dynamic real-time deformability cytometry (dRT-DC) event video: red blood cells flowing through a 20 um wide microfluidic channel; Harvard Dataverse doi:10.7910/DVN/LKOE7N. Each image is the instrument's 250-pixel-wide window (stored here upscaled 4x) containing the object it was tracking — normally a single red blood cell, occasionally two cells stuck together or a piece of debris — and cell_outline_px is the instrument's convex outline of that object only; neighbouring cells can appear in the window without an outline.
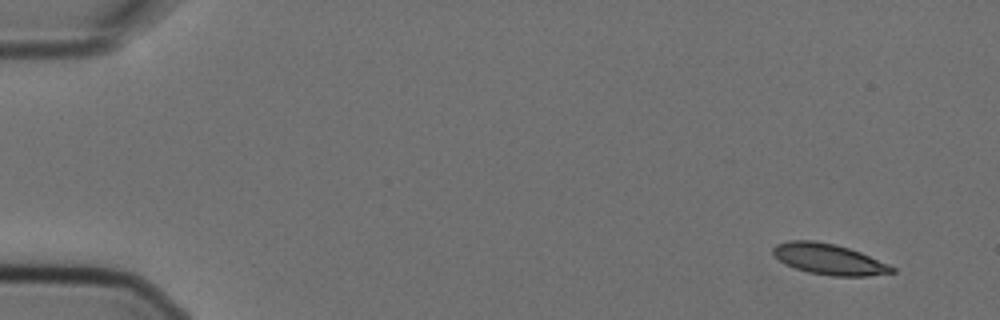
{"species": "Egyptian fruit bat (a non-hibernating species)", "species_latin": "Rousettus aegyptiacus", "temperature_condition": "cold", "stored_images_in_passage": 2, "camera_frame_rate_fps": 3000, "um_per_image_px": 0.085, "animal": {"sex": "female"}, "frame": {"image": 1, "passage_image": 1, "time_ms": 0.0, "image_size_px": [1000, 320], "cell_outline_px": [[896, 272], [868, 276], [832, 276], [808, 272], [784, 264], [772, 252], [772, 248], [776, 244], [792, 240], [812, 240], [836, 244], [860, 252], [888, 264], [896, 268]], "centroid_in_image_um": [70.46, 22.03], "position_along_channel_um": 14.5, "area_um2": 21.27}}